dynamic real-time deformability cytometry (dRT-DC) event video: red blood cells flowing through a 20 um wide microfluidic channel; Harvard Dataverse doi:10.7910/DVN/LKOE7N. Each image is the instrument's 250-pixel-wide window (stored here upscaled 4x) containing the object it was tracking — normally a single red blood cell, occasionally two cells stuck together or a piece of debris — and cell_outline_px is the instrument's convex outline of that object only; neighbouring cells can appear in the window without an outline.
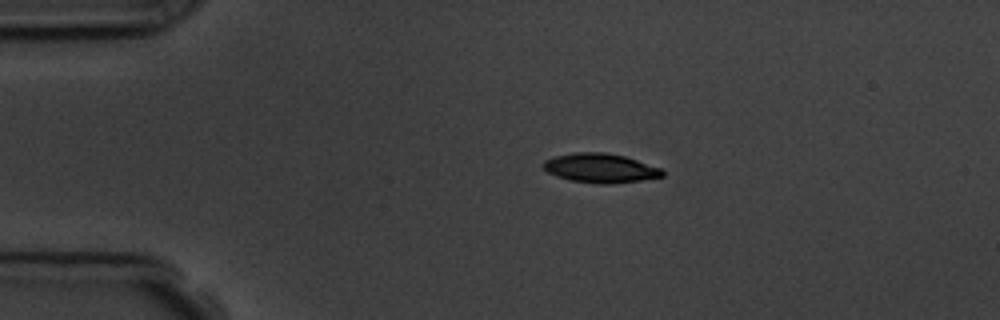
{"species": "common noctule bat (a hibernating species)", "species_latin": "Nyctalus noctula", "temperature_condition": "room temperature", "stored_images_in_passage": 4, "camera_frame_rate_fps": 3000, "um_per_image_px": 0.085, "animal": {"sex": "male", "body_mass_g": 19.5, "forearm_length_mm": 54.6}, "frame": {"image": 1, "passage_image": 2, "time_ms": 1.333, "image_size_px": [1000, 320], "cell_outline_px": [[664, 176], [640, 180], [612, 184], [600, 184], [568, 180], [556, 176], [548, 172], [540, 164], [544, 160], [556, 156], [572, 152], [604, 152], [624, 156], [660, 168], [664, 172]], "centroid_in_image_um": [50.98, 14.29], "position_along_channel_um": 34.0, "area_um2": 20.29}}
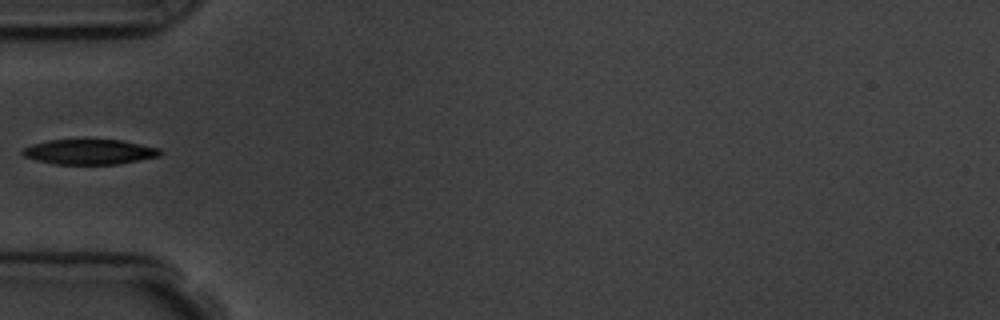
{"frame": {"image": 2, "passage_image": 4, "time_ms": 3.667, "image_size_px": [1000, 320], "cell_outline_px": [[164, 152], [160, 156], [120, 164], [56, 164], [36, 160], [24, 156], [20, 152], [24, 148], [32, 144], [48, 140], [120, 140], [160, 148]], "centroid_in_image_um": [7.63, 12.91], "position_along_channel_um": 77.4, "area_um2": 20.11}}